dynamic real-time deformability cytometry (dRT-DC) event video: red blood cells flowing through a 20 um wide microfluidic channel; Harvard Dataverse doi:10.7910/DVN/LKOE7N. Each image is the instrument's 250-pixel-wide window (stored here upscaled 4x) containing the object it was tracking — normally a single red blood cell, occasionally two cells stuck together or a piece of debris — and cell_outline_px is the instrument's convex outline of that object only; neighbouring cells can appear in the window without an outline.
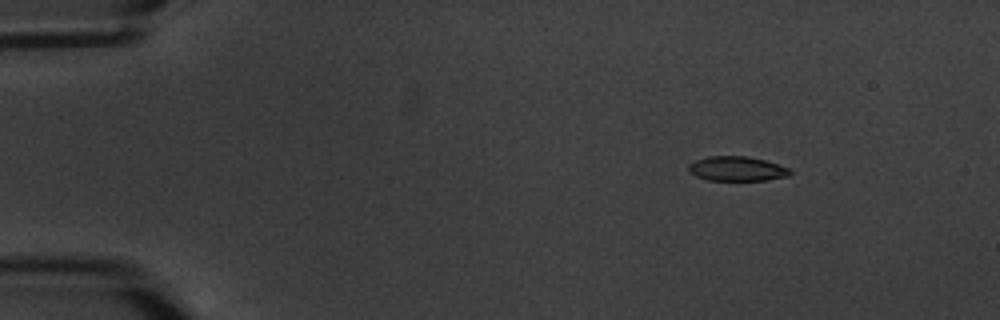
{"species": "common noctule bat (a hibernating species)", "species_latin": "Nyctalus noctula", "temperature_condition": "warm", "stored_images_in_passage": 5, "camera_frame_rate_fps": 3000, "um_per_image_px": 0.085, "animal": {"sex": "male", "body_mass_g": 20.1, "forearm_length_mm": 53.5}, "frame": {"image": 1, "passage_image": 2, "time_ms": 2.0, "image_size_px": [1000, 320], "cell_outline_px": [[792, 172], [788, 176], [768, 180], [708, 180], [696, 176], [688, 172], [688, 164], [696, 160], [708, 156], [744, 156], [764, 160], [788, 168]], "centroid_in_image_um": [62.6, 14.35], "position_along_channel_um": 22.4, "area_um2": 14.45}}
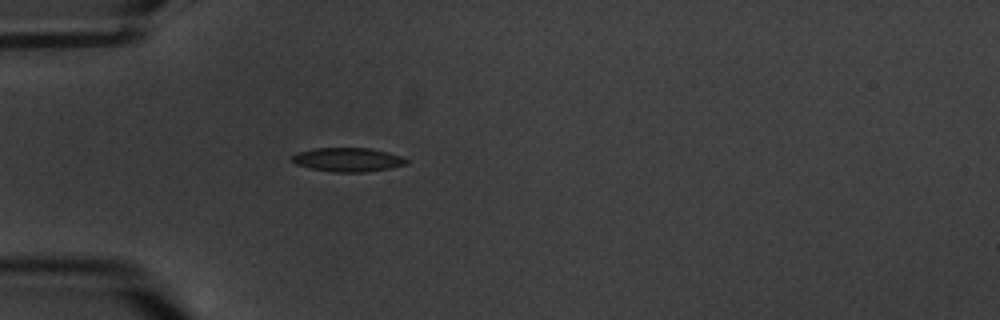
{"frame": {"image": 2, "passage_image": 5, "time_ms": 5.333, "image_size_px": [1000, 320], "cell_outline_px": [[408, 164], [388, 168], [364, 172], [332, 172], [312, 168], [296, 164], [288, 160], [296, 152], [316, 148], [368, 148], [388, 152], [400, 156], [408, 160]], "centroid_in_image_um": [29.52, 13.57], "position_along_channel_um": 55.5, "area_um2": 15.9}}